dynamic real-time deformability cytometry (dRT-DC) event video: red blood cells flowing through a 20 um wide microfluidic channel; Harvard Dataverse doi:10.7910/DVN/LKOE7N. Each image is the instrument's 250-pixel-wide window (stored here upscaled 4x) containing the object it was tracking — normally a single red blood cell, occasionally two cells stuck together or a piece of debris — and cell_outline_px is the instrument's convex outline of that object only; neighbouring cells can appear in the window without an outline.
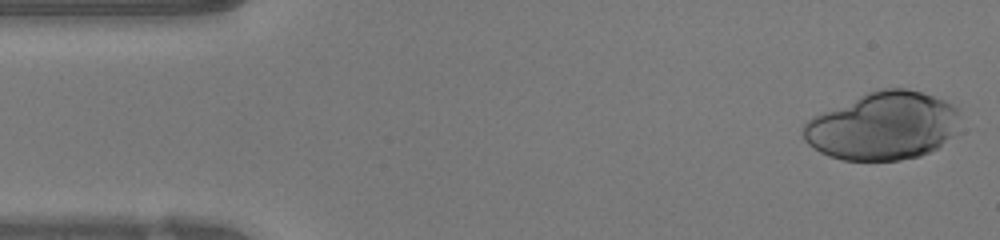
{"species": "human", "species_latin": "Homo sapiens", "temperature_condition": "warm", "stored_images_in_passage": 46, "camera_frame_rate_fps": 3000, "um_per_image_px": 0.085, "donor": {"sex": "female"}, "frame": {"image": 1, "passage_image": 1, "time_ms": 0.0, "image_size_px": [1000, 240], "cell_outline_px": [[960, 132], [956, 136], [936, 148], [920, 156], [900, 160], [844, 160], [828, 156], [820, 152], [808, 144], [804, 140], [800, 132], [804, 124], [812, 116], [868, 92], [884, 88], [904, 88], [920, 92], [944, 100], [960, 108]], "centroid_in_image_um": [75.09, 10.72], "position_along_channel_um": 9.9, "area_um2": 62.66}}
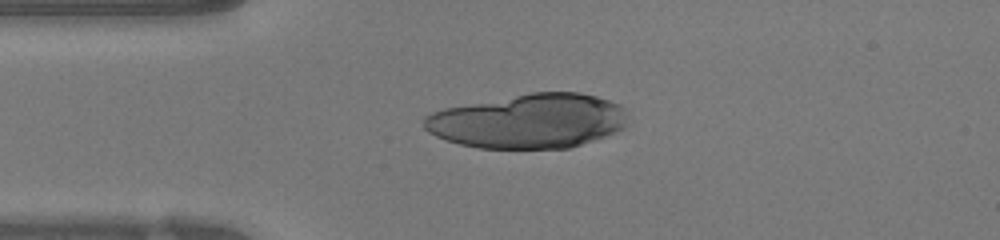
{"frame": {"image": 2, "passage_image": 10, "time_ms": 3.0, "image_size_px": [1000, 240], "cell_outline_px": [[628, 124], [624, 128], [604, 136], [568, 148], [480, 148], [460, 144], [436, 136], [428, 132], [424, 128], [424, 116], [432, 112], [444, 108], [532, 92], [580, 92], [596, 96], [620, 104], [624, 108], [628, 116]], "centroid_in_image_um": [44.96, 10.28], "position_along_channel_um": 40.0, "area_um2": 64.5}}